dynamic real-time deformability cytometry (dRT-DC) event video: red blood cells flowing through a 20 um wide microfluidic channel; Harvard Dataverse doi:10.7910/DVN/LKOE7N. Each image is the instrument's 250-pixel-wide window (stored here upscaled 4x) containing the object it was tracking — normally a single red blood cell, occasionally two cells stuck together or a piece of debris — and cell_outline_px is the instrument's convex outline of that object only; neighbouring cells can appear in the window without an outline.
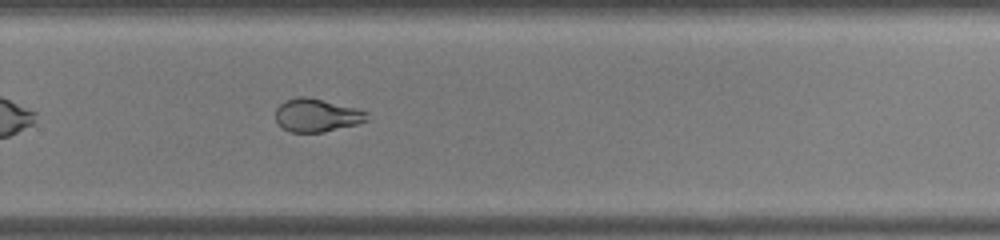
{"species": "common noctule bat (a hibernating species)", "species_latin": "Nyctalus noctula", "temperature_condition": "warm", "stored_images_in_passage": 34, "camera_frame_rate_fps": 3000, "um_per_image_px": 0.085, "animal": {"sex": "male", "body_mass_g": 19.0, "forearm_length_mm": 50.8}, "frame": {"image": 1, "passage_image": 20, "time_ms": 6.333, "image_size_px": [1000, 240], "cell_outline_px": [[368, 120], [356, 124], [324, 132], [292, 132], [284, 128], [276, 120], [276, 108], [280, 104], [288, 100], [300, 96], [304, 96], [356, 108], [368, 112]], "centroid_in_image_um": [26.94, 9.8], "position_along_channel_um": 302.9, "area_um2": 17.28}, "authors_computed_cell_mechanics": {"area_um2": 18.9873, "velocity_mm_per_s": 3.9493, "shape_relaxation_time_tau1_ms": null, "shape_relaxation_time_tau2_ms": 1.1604, "deformation_change_tau1": null, "deformation_change_tau2": 0.0682}}